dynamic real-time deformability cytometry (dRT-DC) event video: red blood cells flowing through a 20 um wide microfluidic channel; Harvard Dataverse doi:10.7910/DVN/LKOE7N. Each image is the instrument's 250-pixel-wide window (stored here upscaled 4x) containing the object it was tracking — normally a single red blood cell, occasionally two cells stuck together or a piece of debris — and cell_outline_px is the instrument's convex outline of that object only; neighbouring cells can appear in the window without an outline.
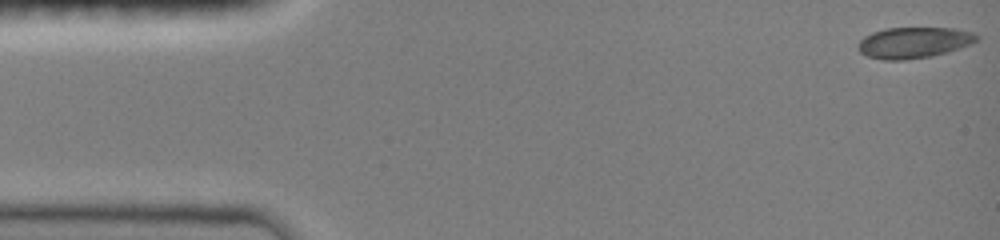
{"species": "common noctule bat (a hibernating species)", "species_latin": "Nyctalus noctula", "temperature_condition": "room temperature", "stored_images_in_passage": 29, "camera_frame_rate_fps": 3000, "um_per_image_px": 0.085, "animal": {"sex": "female", "body_mass_g": 19.0, "forearm_length_mm": 51.5}, "frame": {"image": 1, "passage_image": 1, "time_ms": 0.0, "image_size_px": [1000, 240], "cell_outline_px": [[980, 36], [972, 44], [948, 52], [932, 56], [904, 60], [884, 60], [868, 56], [860, 52], [856, 48], [856, 44], [864, 36], [872, 32], [884, 28], [956, 28], [972, 32]], "centroid_in_image_um": [77.66, 3.62], "position_along_channel_um": 7.3, "area_um2": 21.68}}
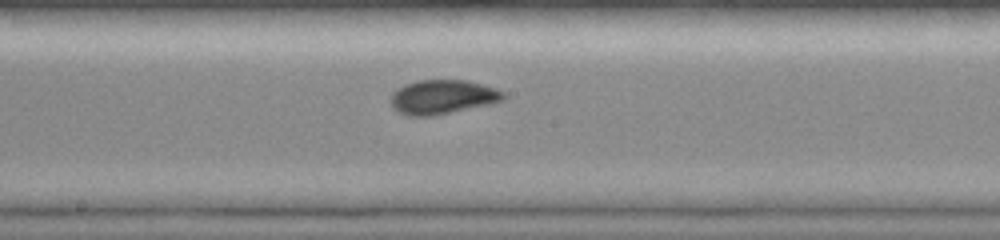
{"frame": {"image": 2, "passage_image": 16, "time_ms": 8.0, "image_size_px": [1000, 240], "cell_outline_px": [[508, 96], [504, 100], [488, 104], [432, 116], [408, 116], [392, 108], [388, 100], [392, 92], [396, 88], [404, 84], [416, 80], [468, 80], [496, 88], [504, 92]], "centroid_in_image_um": [37.57, 8.23], "position_along_channel_um": 210.6, "area_um2": 22.77}}
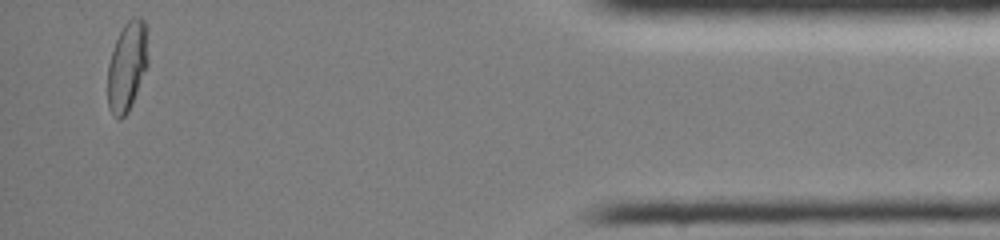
{"frame": {"image": 3, "passage_image": 29, "time_ms": 14.667, "image_size_px": [1000, 240], "cell_outline_px": [[148, 64], [132, 104], [128, 112], [120, 120], [116, 120], [112, 116], [108, 108], [108, 64], [116, 40], [124, 24], [132, 16], [140, 16], [144, 20], [148, 60]], "centroid_in_image_um": [10.79, 5.68], "position_along_channel_um": 424.4, "area_um2": 21.04}}